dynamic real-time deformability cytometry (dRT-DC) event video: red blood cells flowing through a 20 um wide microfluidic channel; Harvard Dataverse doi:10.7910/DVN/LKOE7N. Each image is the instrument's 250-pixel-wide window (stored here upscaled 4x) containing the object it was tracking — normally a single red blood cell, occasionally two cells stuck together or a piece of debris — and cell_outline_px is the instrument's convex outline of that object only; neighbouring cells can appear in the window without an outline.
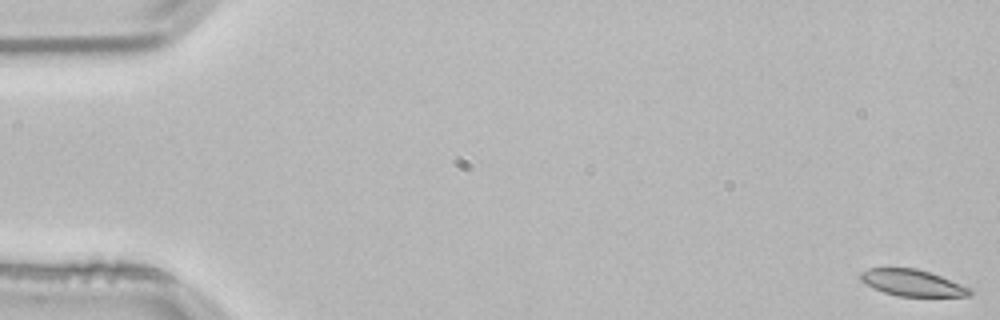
{"species": "common noctule bat (a hibernating species)", "species_latin": "Nyctalus noctula", "temperature_condition": "room temperature", "stored_images_in_passage": 54, "camera_frame_rate_fps": 3000, "um_per_image_px": 0.085, "animal": {"sex": "male", "body_mass_g": 21.5, "forearm_length_mm": 52.0}, "frame": {"image": 1, "passage_image": 1, "time_ms": 0.0, "image_size_px": [1000, 320], "cell_outline_px": [[972, 296], [896, 296], [884, 292], [864, 284], [860, 280], [860, 272], [868, 268], [916, 268], [940, 276], [972, 288]], "centroid_in_image_um": [77.53, 24.04], "position_along_channel_um": 7.5, "area_um2": 16.88}}
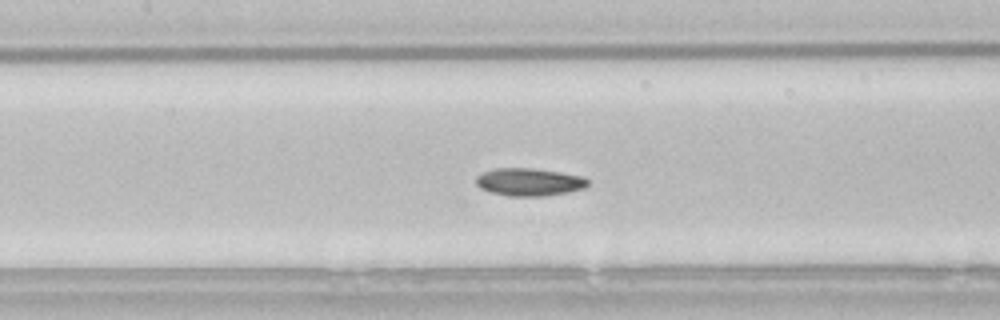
{"frame": {"image": 2, "passage_image": 25, "time_ms": 8.0, "image_size_px": [1000, 320], "cell_outline_px": [[588, 184], [584, 188], [568, 192], [544, 196], [508, 196], [492, 192], [480, 188], [476, 184], [476, 176], [484, 172], [496, 168], [532, 168], [560, 172], [584, 176], [588, 180]], "centroid_in_image_um": [44.99, 15.47], "position_along_channel_um": 162.4, "area_um2": 18.03}}
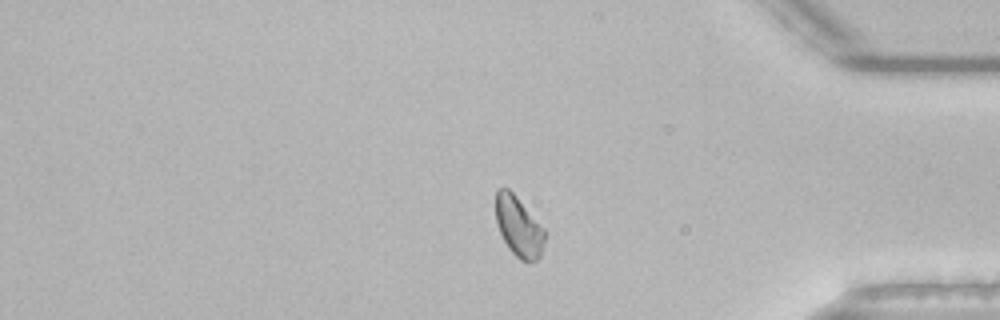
{"frame": {"image": 3, "passage_image": 45, "time_ms": 14.667, "image_size_px": [1000, 320], "cell_outline_px": [[544, 240], [540, 256], [536, 260], [520, 260], [508, 248], [496, 224], [496, 188], [508, 188], [516, 196], [544, 228]], "centroid_in_image_um": [44.06, 19.24], "position_along_channel_um": 391.1, "area_um2": 16.88}, "authors_computed_cell_mechanics": {"area_um2": 17.629, "velocity_mm_per_s": 3.8069, "shape_relaxation_time_tau1_ms": 8.4237, "shape_relaxation_time_tau2_ms": null, "deformation_change_tau1": 0.1289, "deformation_change_tau2": null}}